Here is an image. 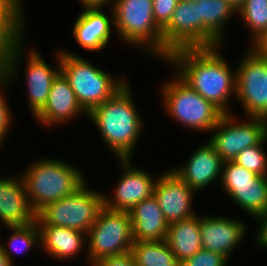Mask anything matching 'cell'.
<instances>
[{
    "mask_svg": "<svg viewBox=\"0 0 267 266\" xmlns=\"http://www.w3.org/2000/svg\"><path fill=\"white\" fill-rule=\"evenodd\" d=\"M250 46L256 54L267 57V29Z\"/></svg>",
    "mask_w": 267,
    "mask_h": 266,
    "instance_id": "d590c367",
    "label": "cell"
},
{
    "mask_svg": "<svg viewBox=\"0 0 267 266\" xmlns=\"http://www.w3.org/2000/svg\"><path fill=\"white\" fill-rule=\"evenodd\" d=\"M109 8L111 17L103 12L104 7H83L76 16L72 33L86 51L99 52L107 47L114 30V13Z\"/></svg>",
    "mask_w": 267,
    "mask_h": 266,
    "instance_id": "e0dca14e",
    "label": "cell"
},
{
    "mask_svg": "<svg viewBox=\"0 0 267 266\" xmlns=\"http://www.w3.org/2000/svg\"><path fill=\"white\" fill-rule=\"evenodd\" d=\"M221 46L181 48L165 60L186 84L224 114L236 95V68L220 54Z\"/></svg>",
    "mask_w": 267,
    "mask_h": 266,
    "instance_id": "6da1fadb",
    "label": "cell"
},
{
    "mask_svg": "<svg viewBox=\"0 0 267 266\" xmlns=\"http://www.w3.org/2000/svg\"><path fill=\"white\" fill-rule=\"evenodd\" d=\"M228 259L216 252L200 249L192 257L180 263V266H226Z\"/></svg>",
    "mask_w": 267,
    "mask_h": 266,
    "instance_id": "1f68e13d",
    "label": "cell"
},
{
    "mask_svg": "<svg viewBox=\"0 0 267 266\" xmlns=\"http://www.w3.org/2000/svg\"><path fill=\"white\" fill-rule=\"evenodd\" d=\"M88 113L80 106L69 81L60 71L54 78L45 106L34 116L43 126L56 127ZM80 115V116H79ZM79 116V117H78Z\"/></svg>",
    "mask_w": 267,
    "mask_h": 266,
    "instance_id": "2e32d148",
    "label": "cell"
},
{
    "mask_svg": "<svg viewBox=\"0 0 267 266\" xmlns=\"http://www.w3.org/2000/svg\"><path fill=\"white\" fill-rule=\"evenodd\" d=\"M111 7L118 38L129 46L143 47L144 53L164 61L162 29L154 20L153 1L113 0Z\"/></svg>",
    "mask_w": 267,
    "mask_h": 266,
    "instance_id": "5b68a950",
    "label": "cell"
},
{
    "mask_svg": "<svg viewBox=\"0 0 267 266\" xmlns=\"http://www.w3.org/2000/svg\"><path fill=\"white\" fill-rule=\"evenodd\" d=\"M0 266H14L8 257L4 254L0 245Z\"/></svg>",
    "mask_w": 267,
    "mask_h": 266,
    "instance_id": "74e56055",
    "label": "cell"
},
{
    "mask_svg": "<svg viewBox=\"0 0 267 266\" xmlns=\"http://www.w3.org/2000/svg\"><path fill=\"white\" fill-rule=\"evenodd\" d=\"M237 14L251 31V43L267 29V0H244Z\"/></svg>",
    "mask_w": 267,
    "mask_h": 266,
    "instance_id": "83f0119b",
    "label": "cell"
},
{
    "mask_svg": "<svg viewBox=\"0 0 267 266\" xmlns=\"http://www.w3.org/2000/svg\"><path fill=\"white\" fill-rule=\"evenodd\" d=\"M87 181L70 196L50 203L36 214L38 226H60L88 233L104 207V192Z\"/></svg>",
    "mask_w": 267,
    "mask_h": 266,
    "instance_id": "52a82bcc",
    "label": "cell"
},
{
    "mask_svg": "<svg viewBox=\"0 0 267 266\" xmlns=\"http://www.w3.org/2000/svg\"><path fill=\"white\" fill-rule=\"evenodd\" d=\"M39 229L41 250L54 259L71 260L85 248L84 232L60 226H39Z\"/></svg>",
    "mask_w": 267,
    "mask_h": 266,
    "instance_id": "603a6c76",
    "label": "cell"
},
{
    "mask_svg": "<svg viewBox=\"0 0 267 266\" xmlns=\"http://www.w3.org/2000/svg\"><path fill=\"white\" fill-rule=\"evenodd\" d=\"M22 5L21 0H0V49L5 53V66L1 78L9 86L19 77L21 56H24L23 36L27 17Z\"/></svg>",
    "mask_w": 267,
    "mask_h": 266,
    "instance_id": "8fae6325",
    "label": "cell"
},
{
    "mask_svg": "<svg viewBox=\"0 0 267 266\" xmlns=\"http://www.w3.org/2000/svg\"><path fill=\"white\" fill-rule=\"evenodd\" d=\"M0 223L22 226L36 221L21 175L0 177Z\"/></svg>",
    "mask_w": 267,
    "mask_h": 266,
    "instance_id": "ffe728a7",
    "label": "cell"
},
{
    "mask_svg": "<svg viewBox=\"0 0 267 266\" xmlns=\"http://www.w3.org/2000/svg\"><path fill=\"white\" fill-rule=\"evenodd\" d=\"M32 163L20 175L36 214L46 205L70 196L88 181L79 168L62 159L43 157Z\"/></svg>",
    "mask_w": 267,
    "mask_h": 266,
    "instance_id": "3957f363",
    "label": "cell"
},
{
    "mask_svg": "<svg viewBox=\"0 0 267 266\" xmlns=\"http://www.w3.org/2000/svg\"><path fill=\"white\" fill-rule=\"evenodd\" d=\"M247 119L242 122L237 115L226 113L210 131L212 136L208 142L223 162L233 161L245 148L258 145L267 137V120L254 117Z\"/></svg>",
    "mask_w": 267,
    "mask_h": 266,
    "instance_id": "9c48e42d",
    "label": "cell"
},
{
    "mask_svg": "<svg viewBox=\"0 0 267 266\" xmlns=\"http://www.w3.org/2000/svg\"><path fill=\"white\" fill-rule=\"evenodd\" d=\"M164 61L181 48L199 47V12L197 2L179 0L172 18L162 29Z\"/></svg>",
    "mask_w": 267,
    "mask_h": 266,
    "instance_id": "9a60e30c",
    "label": "cell"
},
{
    "mask_svg": "<svg viewBox=\"0 0 267 266\" xmlns=\"http://www.w3.org/2000/svg\"><path fill=\"white\" fill-rule=\"evenodd\" d=\"M131 254L137 266H180L164 240L133 242Z\"/></svg>",
    "mask_w": 267,
    "mask_h": 266,
    "instance_id": "484cf974",
    "label": "cell"
},
{
    "mask_svg": "<svg viewBox=\"0 0 267 266\" xmlns=\"http://www.w3.org/2000/svg\"><path fill=\"white\" fill-rule=\"evenodd\" d=\"M7 229L12 231L9 236L8 246L3 244L4 242L1 241L0 245L4 254L14 266V257H12L13 252L16 255H22L24 252L31 250L33 247H38V244L40 248V229L36 221L22 226H7Z\"/></svg>",
    "mask_w": 267,
    "mask_h": 266,
    "instance_id": "4316f807",
    "label": "cell"
},
{
    "mask_svg": "<svg viewBox=\"0 0 267 266\" xmlns=\"http://www.w3.org/2000/svg\"><path fill=\"white\" fill-rule=\"evenodd\" d=\"M267 137L258 145L245 148L233 160L247 170L259 176H267V152L263 145Z\"/></svg>",
    "mask_w": 267,
    "mask_h": 266,
    "instance_id": "f1b7e54d",
    "label": "cell"
},
{
    "mask_svg": "<svg viewBox=\"0 0 267 266\" xmlns=\"http://www.w3.org/2000/svg\"><path fill=\"white\" fill-rule=\"evenodd\" d=\"M199 47L221 46L226 38V22L237 9L226 0H198Z\"/></svg>",
    "mask_w": 267,
    "mask_h": 266,
    "instance_id": "44dd1931",
    "label": "cell"
},
{
    "mask_svg": "<svg viewBox=\"0 0 267 266\" xmlns=\"http://www.w3.org/2000/svg\"><path fill=\"white\" fill-rule=\"evenodd\" d=\"M129 213L134 242L165 240L169 224L154 195L136 204Z\"/></svg>",
    "mask_w": 267,
    "mask_h": 266,
    "instance_id": "7402d4cb",
    "label": "cell"
},
{
    "mask_svg": "<svg viewBox=\"0 0 267 266\" xmlns=\"http://www.w3.org/2000/svg\"><path fill=\"white\" fill-rule=\"evenodd\" d=\"M164 241L169 245L179 263L192 257L202 249L200 215L170 223Z\"/></svg>",
    "mask_w": 267,
    "mask_h": 266,
    "instance_id": "cb8c5ba5",
    "label": "cell"
},
{
    "mask_svg": "<svg viewBox=\"0 0 267 266\" xmlns=\"http://www.w3.org/2000/svg\"><path fill=\"white\" fill-rule=\"evenodd\" d=\"M223 191L255 220L267 212V176H262L256 184L220 185Z\"/></svg>",
    "mask_w": 267,
    "mask_h": 266,
    "instance_id": "d4e9b609",
    "label": "cell"
},
{
    "mask_svg": "<svg viewBox=\"0 0 267 266\" xmlns=\"http://www.w3.org/2000/svg\"><path fill=\"white\" fill-rule=\"evenodd\" d=\"M5 66V53L0 49V78L2 77Z\"/></svg>",
    "mask_w": 267,
    "mask_h": 266,
    "instance_id": "f35d334b",
    "label": "cell"
},
{
    "mask_svg": "<svg viewBox=\"0 0 267 266\" xmlns=\"http://www.w3.org/2000/svg\"><path fill=\"white\" fill-rule=\"evenodd\" d=\"M153 195L168 224L196 215L192 208L195 191L171 168L157 176Z\"/></svg>",
    "mask_w": 267,
    "mask_h": 266,
    "instance_id": "4fadbf2b",
    "label": "cell"
},
{
    "mask_svg": "<svg viewBox=\"0 0 267 266\" xmlns=\"http://www.w3.org/2000/svg\"><path fill=\"white\" fill-rule=\"evenodd\" d=\"M153 15L157 25L163 29L171 20L179 0H152Z\"/></svg>",
    "mask_w": 267,
    "mask_h": 266,
    "instance_id": "d6a6232c",
    "label": "cell"
},
{
    "mask_svg": "<svg viewBox=\"0 0 267 266\" xmlns=\"http://www.w3.org/2000/svg\"><path fill=\"white\" fill-rule=\"evenodd\" d=\"M91 266H137L131 251L104 257L97 262L93 263Z\"/></svg>",
    "mask_w": 267,
    "mask_h": 266,
    "instance_id": "836d02e7",
    "label": "cell"
},
{
    "mask_svg": "<svg viewBox=\"0 0 267 266\" xmlns=\"http://www.w3.org/2000/svg\"><path fill=\"white\" fill-rule=\"evenodd\" d=\"M236 66L235 99L246 117L267 120V57L256 54L250 47Z\"/></svg>",
    "mask_w": 267,
    "mask_h": 266,
    "instance_id": "30bf717a",
    "label": "cell"
},
{
    "mask_svg": "<svg viewBox=\"0 0 267 266\" xmlns=\"http://www.w3.org/2000/svg\"><path fill=\"white\" fill-rule=\"evenodd\" d=\"M247 228L240 218L200 215L202 249L216 252L230 260L235 248L247 235Z\"/></svg>",
    "mask_w": 267,
    "mask_h": 266,
    "instance_id": "5bb4252c",
    "label": "cell"
},
{
    "mask_svg": "<svg viewBox=\"0 0 267 266\" xmlns=\"http://www.w3.org/2000/svg\"><path fill=\"white\" fill-rule=\"evenodd\" d=\"M118 164L122 175L115 184L113 196L104 193V206L129 212L136 204L153 195L157 178L133 166L132 159H118Z\"/></svg>",
    "mask_w": 267,
    "mask_h": 266,
    "instance_id": "7c38bea8",
    "label": "cell"
},
{
    "mask_svg": "<svg viewBox=\"0 0 267 266\" xmlns=\"http://www.w3.org/2000/svg\"><path fill=\"white\" fill-rule=\"evenodd\" d=\"M25 55L26 67V90L28 97V105L33 117L45 106L51 84L54 78L60 72V50L55 54L56 68L47 64L46 60L40 55L35 48L26 50Z\"/></svg>",
    "mask_w": 267,
    "mask_h": 266,
    "instance_id": "d6986e66",
    "label": "cell"
},
{
    "mask_svg": "<svg viewBox=\"0 0 267 266\" xmlns=\"http://www.w3.org/2000/svg\"><path fill=\"white\" fill-rule=\"evenodd\" d=\"M185 1H191V2H194V1H195V2H196V1H198V0H185Z\"/></svg>",
    "mask_w": 267,
    "mask_h": 266,
    "instance_id": "60d3db41",
    "label": "cell"
},
{
    "mask_svg": "<svg viewBox=\"0 0 267 266\" xmlns=\"http://www.w3.org/2000/svg\"><path fill=\"white\" fill-rule=\"evenodd\" d=\"M228 1L233 7H235L237 10L241 7V5L244 3V0H226Z\"/></svg>",
    "mask_w": 267,
    "mask_h": 266,
    "instance_id": "ab89813d",
    "label": "cell"
},
{
    "mask_svg": "<svg viewBox=\"0 0 267 266\" xmlns=\"http://www.w3.org/2000/svg\"><path fill=\"white\" fill-rule=\"evenodd\" d=\"M86 240L85 255L90 265L104 257L131 251L134 239L130 213L104 206L86 234Z\"/></svg>",
    "mask_w": 267,
    "mask_h": 266,
    "instance_id": "ba28073f",
    "label": "cell"
},
{
    "mask_svg": "<svg viewBox=\"0 0 267 266\" xmlns=\"http://www.w3.org/2000/svg\"><path fill=\"white\" fill-rule=\"evenodd\" d=\"M129 84L87 115L97 131H100L105 146L113 152L117 160L133 158L143 131V118L136 108Z\"/></svg>",
    "mask_w": 267,
    "mask_h": 266,
    "instance_id": "7a4b0ae2",
    "label": "cell"
},
{
    "mask_svg": "<svg viewBox=\"0 0 267 266\" xmlns=\"http://www.w3.org/2000/svg\"><path fill=\"white\" fill-rule=\"evenodd\" d=\"M261 177L234 161H227L222 165L220 185L256 184Z\"/></svg>",
    "mask_w": 267,
    "mask_h": 266,
    "instance_id": "f546056e",
    "label": "cell"
},
{
    "mask_svg": "<svg viewBox=\"0 0 267 266\" xmlns=\"http://www.w3.org/2000/svg\"><path fill=\"white\" fill-rule=\"evenodd\" d=\"M81 3V7H104L110 6L113 3V0H78Z\"/></svg>",
    "mask_w": 267,
    "mask_h": 266,
    "instance_id": "8d00e7d4",
    "label": "cell"
},
{
    "mask_svg": "<svg viewBox=\"0 0 267 266\" xmlns=\"http://www.w3.org/2000/svg\"><path fill=\"white\" fill-rule=\"evenodd\" d=\"M223 161L214 147L206 141L192 152L185 164L172 167L176 173L195 192L205 189L213 182H221ZM217 179V180H216Z\"/></svg>",
    "mask_w": 267,
    "mask_h": 266,
    "instance_id": "ac0fdd59",
    "label": "cell"
},
{
    "mask_svg": "<svg viewBox=\"0 0 267 266\" xmlns=\"http://www.w3.org/2000/svg\"><path fill=\"white\" fill-rule=\"evenodd\" d=\"M161 89L163 110L175 121L192 131H211L224 114L204 99L176 73Z\"/></svg>",
    "mask_w": 267,
    "mask_h": 266,
    "instance_id": "8992f818",
    "label": "cell"
},
{
    "mask_svg": "<svg viewBox=\"0 0 267 266\" xmlns=\"http://www.w3.org/2000/svg\"><path fill=\"white\" fill-rule=\"evenodd\" d=\"M60 71L87 113L112 98L128 83L126 78H116L68 49L60 50Z\"/></svg>",
    "mask_w": 267,
    "mask_h": 266,
    "instance_id": "277c9868",
    "label": "cell"
},
{
    "mask_svg": "<svg viewBox=\"0 0 267 266\" xmlns=\"http://www.w3.org/2000/svg\"><path fill=\"white\" fill-rule=\"evenodd\" d=\"M9 85L0 78V141L4 144L6 141V136L9 134L11 130L12 120H13V114L10 109V105L8 104V99H6L8 96L5 91H7V87Z\"/></svg>",
    "mask_w": 267,
    "mask_h": 266,
    "instance_id": "4dcf8cb0",
    "label": "cell"
},
{
    "mask_svg": "<svg viewBox=\"0 0 267 266\" xmlns=\"http://www.w3.org/2000/svg\"><path fill=\"white\" fill-rule=\"evenodd\" d=\"M259 224L256 229L254 241L260 248L267 249V212L257 218Z\"/></svg>",
    "mask_w": 267,
    "mask_h": 266,
    "instance_id": "e575fe53",
    "label": "cell"
}]
</instances>
